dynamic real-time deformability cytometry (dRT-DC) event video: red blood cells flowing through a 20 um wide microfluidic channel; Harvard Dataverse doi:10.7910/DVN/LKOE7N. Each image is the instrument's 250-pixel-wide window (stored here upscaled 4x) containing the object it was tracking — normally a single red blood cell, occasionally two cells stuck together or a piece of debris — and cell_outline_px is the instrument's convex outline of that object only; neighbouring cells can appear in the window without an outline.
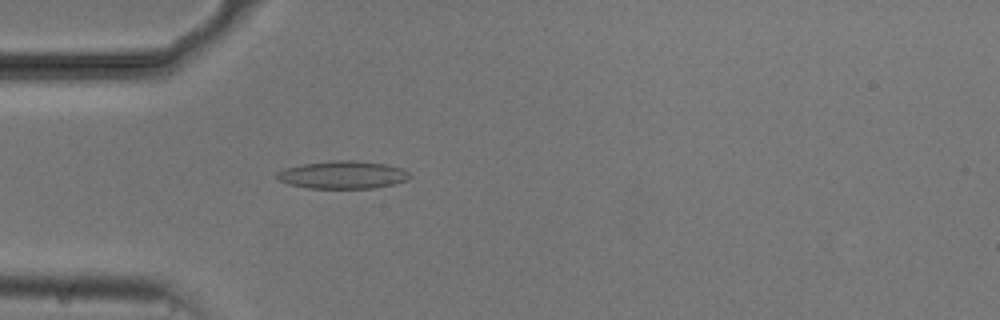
{"species": "common noctule bat (a hibernating species)", "species_latin": "Nyctalus noctula", "temperature_condition": "cold", "stored_images_in_passage": 47, "camera_frame_rate_fps": 3000, "um_per_image_px": 0.085, "animal": {"sex": "male", "body_mass_g": 20.5, "forearm_length_mm": 52.5}, "frame": {"image": 1, "passage_image": 15, "time_ms": 4.667, "image_size_px": [1000, 320], "cell_outline_px": [[412, 176], [408, 180], [396, 184], [372, 188], [308, 188], [288, 184], [280, 180], [276, 176], [276, 172], [284, 168], [304, 164], [328, 160], [356, 160], [384, 164], [404, 168]], "centroid_in_image_um": [29.16, 14.85], "position_along_channel_um": 55.8, "area_um2": 21.68}}
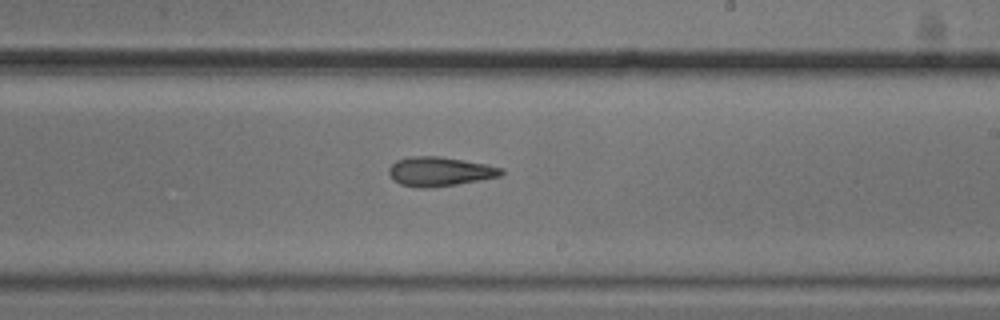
{"frame": {"image": 2, "passage_image": 31, "time_ms": 10.0, "image_size_px": [1000, 320], "cell_outline_px": [[504, 172], [500, 176], [456, 184], [428, 188], [420, 188], [400, 184], [388, 172], [388, 168], [396, 160], [408, 156], [440, 156], [484, 164], [504, 168]], "centroid_in_image_um": [37.36, 14.57], "position_along_channel_um": 251.6, "area_um2": 18.96}}
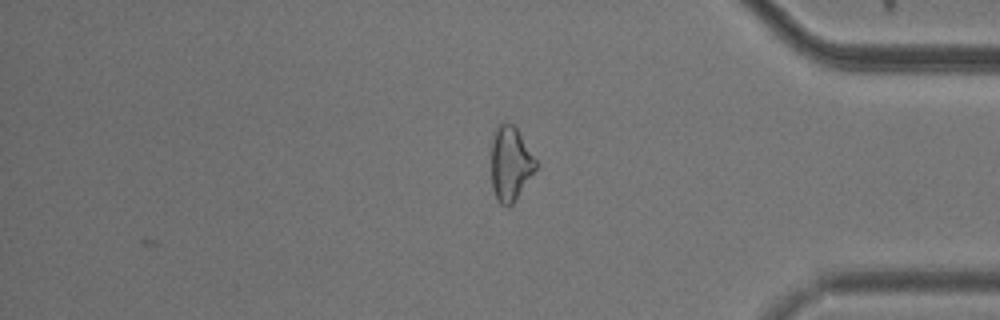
{"frame": {"image": 3, "passage_image": 44, "time_ms": 14.333, "image_size_px": [1000, 320], "cell_outline_px": [[536, 168], [512, 204], [500, 204], [496, 200], [492, 188], [492, 140], [496, 128], [500, 124], [512, 124], [516, 128], [536, 160]], "centroid_in_image_um": [43.36, 13.92], "position_along_channel_um": 391.8, "area_um2": 18.67}, "authors_computed_cell_mechanics": {"area_um2": 19.5942, "velocity_mm_per_s": 3.7579, "shape_relaxation_time_tau1_ms": 5.3546, "shape_relaxation_time_tau2_ms": 7.0654, "deformation_change_tau1": 0.1343, "deformation_change_tau2": 0.1951}}